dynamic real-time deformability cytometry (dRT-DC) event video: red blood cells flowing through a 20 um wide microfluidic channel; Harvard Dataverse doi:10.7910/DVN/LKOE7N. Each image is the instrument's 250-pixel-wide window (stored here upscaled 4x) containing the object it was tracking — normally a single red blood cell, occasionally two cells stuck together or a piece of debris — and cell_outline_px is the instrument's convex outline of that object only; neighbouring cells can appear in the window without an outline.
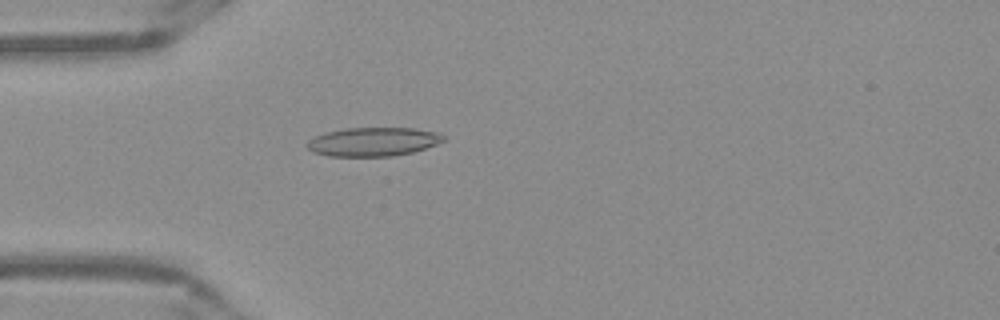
{"species": "Egyptian fruit bat (a non-hibernating species)", "species_latin": "Rousettus aegyptiacus", "temperature_condition": "warm", "stored_images_in_passage": 52, "camera_frame_rate_fps": 3000, "um_per_image_px": 0.085, "frame": {"image": 1, "passage_image": 15, "time_ms": 4.667, "image_size_px": [1000, 320], "cell_outline_px": [[444, 140], [436, 144], [412, 152], [392, 156], [328, 156], [312, 152], [304, 144], [308, 140], [316, 136], [328, 132], [344, 128], [412, 128], [436, 132], [444, 136]], "centroid_in_image_um": [31.67, 12.05], "position_along_channel_um": 53.3, "area_um2": 22.72}}
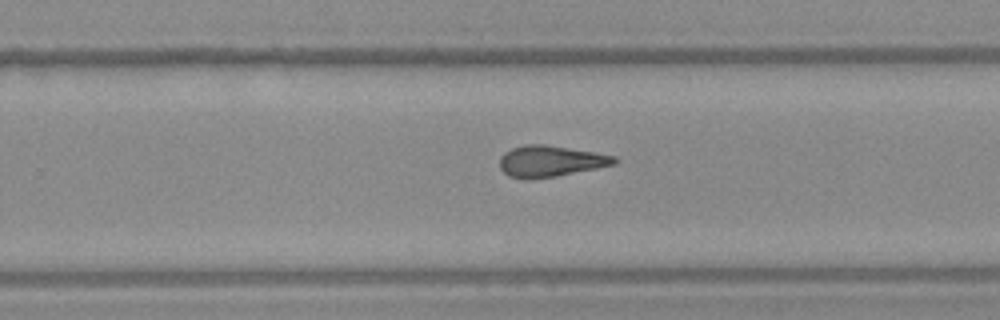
{"frame": {"image": 2, "passage_image": 33, "time_ms": 10.667, "image_size_px": [1000, 320], "cell_outline_px": [[616, 164], [556, 176], [528, 180], [524, 180], [508, 176], [500, 168], [500, 156], [504, 152], [512, 148], [524, 144], [544, 144], [596, 152], [616, 156]], "centroid_in_image_um": [46.75, 13.7], "position_along_channel_um": 283.0, "area_um2": 20.98}}
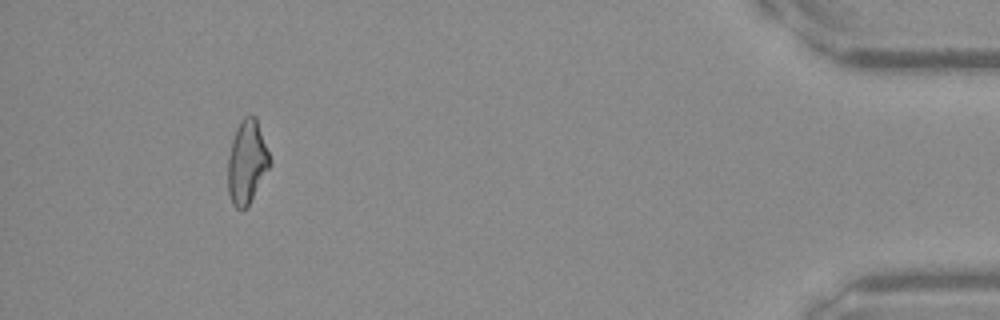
{"frame": {"image": 3, "passage_image": 48, "time_ms": 15.667, "image_size_px": [1000, 320], "cell_outline_px": [[272, 164], [248, 204], [244, 208], [236, 208], [232, 204], [228, 192], [228, 156], [232, 140], [236, 128], [240, 120], [244, 116], [256, 116], [272, 160]], "centroid_in_image_um": [21.0, 13.74], "position_along_channel_um": 414.2, "area_um2": 20.4}, "authors_computed_cell_mechanics": {"area_um2": 21.2126, "velocity_mm_per_s": 3.9452, "shape_relaxation_time_tau1_ms": 8.0462, "shape_relaxation_time_tau2_ms": 2.8392, "deformation_change_tau1": 0.221, "deformation_change_tau2": 0.1338}}